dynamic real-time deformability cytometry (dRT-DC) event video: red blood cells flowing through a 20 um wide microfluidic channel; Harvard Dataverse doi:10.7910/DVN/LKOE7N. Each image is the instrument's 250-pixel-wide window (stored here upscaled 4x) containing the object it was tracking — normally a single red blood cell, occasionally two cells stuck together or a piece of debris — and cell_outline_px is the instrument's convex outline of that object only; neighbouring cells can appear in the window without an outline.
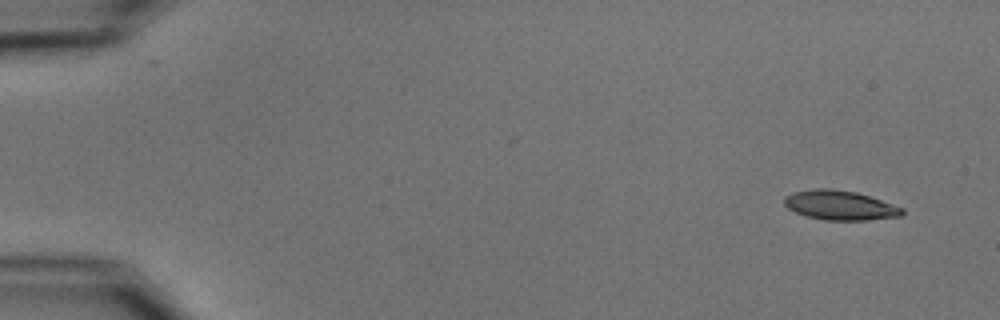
{"species": "common noctule bat (a hibernating species)", "species_latin": "Nyctalus noctula", "temperature_condition": "cold", "stored_images_in_passage": 52, "camera_frame_rate_fps": 3000, "um_per_image_px": 0.085, "animal": {"sex": "male", "body_mass_g": 15.6}, "frame": {"image": 1, "passage_image": 1, "time_ms": 0.0, "image_size_px": [1000, 320], "cell_outline_px": [[904, 212], [900, 216], [868, 220], [824, 220], [804, 216], [788, 208], [784, 204], [784, 196], [792, 192], [812, 188], [832, 188], [856, 192], [904, 208]], "centroid_in_image_um": [71.35, 17.44], "position_along_channel_um": 13.6, "area_um2": 20.35}}
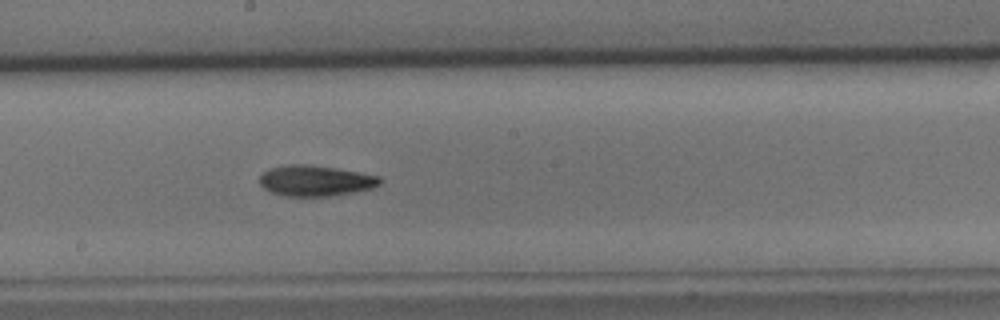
{"frame": {"image": 2, "passage_image": 28, "time_ms": 9.0, "image_size_px": [1000, 320], "cell_outline_px": [[384, 180], [380, 184], [372, 188], [332, 196], [284, 196], [272, 192], [264, 188], [260, 184], [260, 176], [264, 172], [272, 168], [288, 164], [304, 164], [360, 172], [380, 176]], "centroid_in_image_um": [26.84, 15.37], "position_along_channel_um": 221.4, "area_um2": 21.39}}
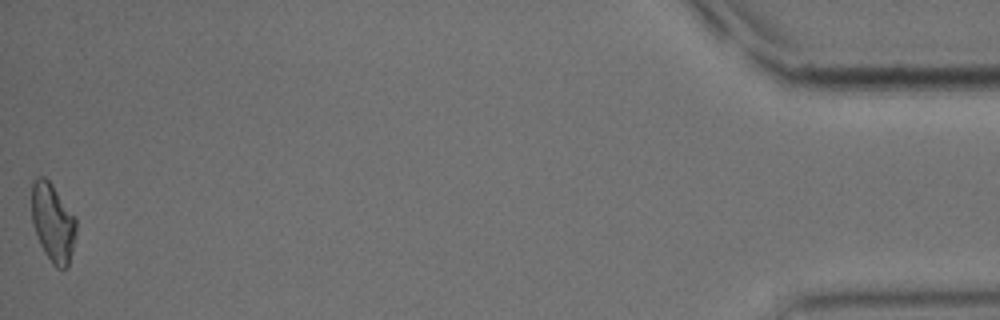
{"frame": {"image": 3, "passage_image": 52, "time_ms": 17.0, "image_size_px": [1000, 320], "cell_outline_px": [[76, 232], [72, 252], [68, 268], [56, 268], [52, 264], [44, 252], [40, 244], [32, 224], [32, 180], [36, 176], [44, 176], [52, 184], [76, 216]], "centroid_in_image_um": [4.5, 18.91], "position_along_channel_um": 430.7, "area_um2": 20.63}, "authors_computed_cell_mechanics": {"area_um2": 20.6346, "velocity_mm_per_s": 3.7222, "shape_relaxation_time_tau1_ms": 4.0372, "shape_relaxation_time_tau2_ms": 9.4696, "deformation_change_tau1": 0.1451, "deformation_change_tau2": 0.1884}}